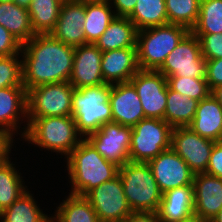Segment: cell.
Returning a JSON list of instances; mask_svg holds the SVG:
<instances>
[{
	"mask_svg": "<svg viewBox=\"0 0 222 222\" xmlns=\"http://www.w3.org/2000/svg\"><path fill=\"white\" fill-rule=\"evenodd\" d=\"M75 47L50 33L36 34L22 44V81L26 91L40 85L69 81Z\"/></svg>",
	"mask_w": 222,
	"mask_h": 222,
	"instance_id": "1",
	"label": "cell"
},
{
	"mask_svg": "<svg viewBox=\"0 0 222 222\" xmlns=\"http://www.w3.org/2000/svg\"><path fill=\"white\" fill-rule=\"evenodd\" d=\"M66 158L72 184L69 194L85 196L119 172V166L107 161L86 138Z\"/></svg>",
	"mask_w": 222,
	"mask_h": 222,
	"instance_id": "2",
	"label": "cell"
},
{
	"mask_svg": "<svg viewBox=\"0 0 222 222\" xmlns=\"http://www.w3.org/2000/svg\"><path fill=\"white\" fill-rule=\"evenodd\" d=\"M26 122L21 138L66 157L84 139L72 116L27 118Z\"/></svg>",
	"mask_w": 222,
	"mask_h": 222,
	"instance_id": "3",
	"label": "cell"
},
{
	"mask_svg": "<svg viewBox=\"0 0 222 222\" xmlns=\"http://www.w3.org/2000/svg\"><path fill=\"white\" fill-rule=\"evenodd\" d=\"M110 92L111 84L108 83L74 89L72 117L83 138L99 130L105 123L112 122Z\"/></svg>",
	"mask_w": 222,
	"mask_h": 222,
	"instance_id": "4",
	"label": "cell"
},
{
	"mask_svg": "<svg viewBox=\"0 0 222 222\" xmlns=\"http://www.w3.org/2000/svg\"><path fill=\"white\" fill-rule=\"evenodd\" d=\"M118 175L132 212L158 213L163 194L148 163L128 161Z\"/></svg>",
	"mask_w": 222,
	"mask_h": 222,
	"instance_id": "5",
	"label": "cell"
},
{
	"mask_svg": "<svg viewBox=\"0 0 222 222\" xmlns=\"http://www.w3.org/2000/svg\"><path fill=\"white\" fill-rule=\"evenodd\" d=\"M189 32L185 26L169 23L139 30L136 42L139 68L158 70Z\"/></svg>",
	"mask_w": 222,
	"mask_h": 222,
	"instance_id": "6",
	"label": "cell"
},
{
	"mask_svg": "<svg viewBox=\"0 0 222 222\" xmlns=\"http://www.w3.org/2000/svg\"><path fill=\"white\" fill-rule=\"evenodd\" d=\"M173 128L157 118H144L132 127L129 161L148 163L171 148Z\"/></svg>",
	"mask_w": 222,
	"mask_h": 222,
	"instance_id": "7",
	"label": "cell"
},
{
	"mask_svg": "<svg viewBox=\"0 0 222 222\" xmlns=\"http://www.w3.org/2000/svg\"><path fill=\"white\" fill-rule=\"evenodd\" d=\"M74 89L69 81L28 89L27 118L72 116Z\"/></svg>",
	"mask_w": 222,
	"mask_h": 222,
	"instance_id": "8",
	"label": "cell"
},
{
	"mask_svg": "<svg viewBox=\"0 0 222 222\" xmlns=\"http://www.w3.org/2000/svg\"><path fill=\"white\" fill-rule=\"evenodd\" d=\"M158 71L166 78L170 76L205 78L206 59L201 54L199 38L190 31L168 54Z\"/></svg>",
	"mask_w": 222,
	"mask_h": 222,
	"instance_id": "9",
	"label": "cell"
},
{
	"mask_svg": "<svg viewBox=\"0 0 222 222\" xmlns=\"http://www.w3.org/2000/svg\"><path fill=\"white\" fill-rule=\"evenodd\" d=\"M92 205L99 222H123L132 214L119 175L84 196Z\"/></svg>",
	"mask_w": 222,
	"mask_h": 222,
	"instance_id": "10",
	"label": "cell"
},
{
	"mask_svg": "<svg viewBox=\"0 0 222 222\" xmlns=\"http://www.w3.org/2000/svg\"><path fill=\"white\" fill-rule=\"evenodd\" d=\"M145 118L164 120L167 105V78L158 70H139L131 79Z\"/></svg>",
	"mask_w": 222,
	"mask_h": 222,
	"instance_id": "11",
	"label": "cell"
},
{
	"mask_svg": "<svg viewBox=\"0 0 222 222\" xmlns=\"http://www.w3.org/2000/svg\"><path fill=\"white\" fill-rule=\"evenodd\" d=\"M214 144L215 141L201 137L189 126L172 130L171 148L194 174L206 172Z\"/></svg>",
	"mask_w": 222,
	"mask_h": 222,
	"instance_id": "12",
	"label": "cell"
},
{
	"mask_svg": "<svg viewBox=\"0 0 222 222\" xmlns=\"http://www.w3.org/2000/svg\"><path fill=\"white\" fill-rule=\"evenodd\" d=\"M131 134L132 127L108 122L86 139L107 161L120 167L129 161Z\"/></svg>",
	"mask_w": 222,
	"mask_h": 222,
	"instance_id": "13",
	"label": "cell"
},
{
	"mask_svg": "<svg viewBox=\"0 0 222 222\" xmlns=\"http://www.w3.org/2000/svg\"><path fill=\"white\" fill-rule=\"evenodd\" d=\"M148 164L162 194L184 185H193L194 173L172 148L162 151Z\"/></svg>",
	"mask_w": 222,
	"mask_h": 222,
	"instance_id": "14",
	"label": "cell"
},
{
	"mask_svg": "<svg viewBox=\"0 0 222 222\" xmlns=\"http://www.w3.org/2000/svg\"><path fill=\"white\" fill-rule=\"evenodd\" d=\"M102 53L92 43L75 47L73 71L69 79L75 89L105 84L101 70Z\"/></svg>",
	"mask_w": 222,
	"mask_h": 222,
	"instance_id": "15",
	"label": "cell"
},
{
	"mask_svg": "<svg viewBox=\"0 0 222 222\" xmlns=\"http://www.w3.org/2000/svg\"><path fill=\"white\" fill-rule=\"evenodd\" d=\"M109 102L112 109V122L134 127L145 118L140 98L130 81L111 84Z\"/></svg>",
	"mask_w": 222,
	"mask_h": 222,
	"instance_id": "16",
	"label": "cell"
},
{
	"mask_svg": "<svg viewBox=\"0 0 222 222\" xmlns=\"http://www.w3.org/2000/svg\"><path fill=\"white\" fill-rule=\"evenodd\" d=\"M85 22V0L62 3L55 28L50 34L64 44L78 47L86 44L83 31Z\"/></svg>",
	"mask_w": 222,
	"mask_h": 222,
	"instance_id": "17",
	"label": "cell"
},
{
	"mask_svg": "<svg viewBox=\"0 0 222 222\" xmlns=\"http://www.w3.org/2000/svg\"><path fill=\"white\" fill-rule=\"evenodd\" d=\"M194 212L210 222L222 208V179L207 173L194 174Z\"/></svg>",
	"mask_w": 222,
	"mask_h": 222,
	"instance_id": "18",
	"label": "cell"
},
{
	"mask_svg": "<svg viewBox=\"0 0 222 222\" xmlns=\"http://www.w3.org/2000/svg\"><path fill=\"white\" fill-rule=\"evenodd\" d=\"M101 70L105 83L129 82L140 70L137 60V47L103 52Z\"/></svg>",
	"mask_w": 222,
	"mask_h": 222,
	"instance_id": "19",
	"label": "cell"
},
{
	"mask_svg": "<svg viewBox=\"0 0 222 222\" xmlns=\"http://www.w3.org/2000/svg\"><path fill=\"white\" fill-rule=\"evenodd\" d=\"M26 98L27 91L24 86L0 89V130L9 134L12 138L16 135L15 133L18 134L20 119L21 121L24 118L27 120Z\"/></svg>",
	"mask_w": 222,
	"mask_h": 222,
	"instance_id": "20",
	"label": "cell"
},
{
	"mask_svg": "<svg viewBox=\"0 0 222 222\" xmlns=\"http://www.w3.org/2000/svg\"><path fill=\"white\" fill-rule=\"evenodd\" d=\"M189 127L203 138L222 141V105L212 94L198 102Z\"/></svg>",
	"mask_w": 222,
	"mask_h": 222,
	"instance_id": "21",
	"label": "cell"
},
{
	"mask_svg": "<svg viewBox=\"0 0 222 222\" xmlns=\"http://www.w3.org/2000/svg\"><path fill=\"white\" fill-rule=\"evenodd\" d=\"M193 212V185H184L163 193L158 211L161 222H177Z\"/></svg>",
	"mask_w": 222,
	"mask_h": 222,
	"instance_id": "22",
	"label": "cell"
},
{
	"mask_svg": "<svg viewBox=\"0 0 222 222\" xmlns=\"http://www.w3.org/2000/svg\"><path fill=\"white\" fill-rule=\"evenodd\" d=\"M137 28L128 17H115L95 42L102 51L136 47Z\"/></svg>",
	"mask_w": 222,
	"mask_h": 222,
	"instance_id": "23",
	"label": "cell"
},
{
	"mask_svg": "<svg viewBox=\"0 0 222 222\" xmlns=\"http://www.w3.org/2000/svg\"><path fill=\"white\" fill-rule=\"evenodd\" d=\"M115 17L109 0H85L83 31L86 44H95Z\"/></svg>",
	"mask_w": 222,
	"mask_h": 222,
	"instance_id": "24",
	"label": "cell"
},
{
	"mask_svg": "<svg viewBox=\"0 0 222 222\" xmlns=\"http://www.w3.org/2000/svg\"><path fill=\"white\" fill-rule=\"evenodd\" d=\"M0 24L22 44L36 35L27 7L15 2L0 3Z\"/></svg>",
	"mask_w": 222,
	"mask_h": 222,
	"instance_id": "25",
	"label": "cell"
},
{
	"mask_svg": "<svg viewBox=\"0 0 222 222\" xmlns=\"http://www.w3.org/2000/svg\"><path fill=\"white\" fill-rule=\"evenodd\" d=\"M198 102L167 87V105L164 120L172 128L189 126L196 114Z\"/></svg>",
	"mask_w": 222,
	"mask_h": 222,
	"instance_id": "26",
	"label": "cell"
},
{
	"mask_svg": "<svg viewBox=\"0 0 222 222\" xmlns=\"http://www.w3.org/2000/svg\"><path fill=\"white\" fill-rule=\"evenodd\" d=\"M1 222H52L29 191H25L11 206L0 212Z\"/></svg>",
	"mask_w": 222,
	"mask_h": 222,
	"instance_id": "27",
	"label": "cell"
},
{
	"mask_svg": "<svg viewBox=\"0 0 222 222\" xmlns=\"http://www.w3.org/2000/svg\"><path fill=\"white\" fill-rule=\"evenodd\" d=\"M52 217V222H99L92 205L84 196L69 194Z\"/></svg>",
	"mask_w": 222,
	"mask_h": 222,
	"instance_id": "28",
	"label": "cell"
},
{
	"mask_svg": "<svg viewBox=\"0 0 222 222\" xmlns=\"http://www.w3.org/2000/svg\"><path fill=\"white\" fill-rule=\"evenodd\" d=\"M128 18L142 30L168 24L165 0H137Z\"/></svg>",
	"mask_w": 222,
	"mask_h": 222,
	"instance_id": "29",
	"label": "cell"
},
{
	"mask_svg": "<svg viewBox=\"0 0 222 222\" xmlns=\"http://www.w3.org/2000/svg\"><path fill=\"white\" fill-rule=\"evenodd\" d=\"M62 2L59 0H32L27 7L31 25L36 34H48L56 26Z\"/></svg>",
	"mask_w": 222,
	"mask_h": 222,
	"instance_id": "30",
	"label": "cell"
},
{
	"mask_svg": "<svg viewBox=\"0 0 222 222\" xmlns=\"http://www.w3.org/2000/svg\"><path fill=\"white\" fill-rule=\"evenodd\" d=\"M9 159L0 164V212L11 206L27 188L23 184L21 172L16 170L15 164Z\"/></svg>",
	"mask_w": 222,
	"mask_h": 222,
	"instance_id": "31",
	"label": "cell"
},
{
	"mask_svg": "<svg viewBox=\"0 0 222 222\" xmlns=\"http://www.w3.org/2000/svg\"><path fill=\"white\" fill-rule=\"evenodd\" d=\"M193 34L222 33V0H201Z\"/></svg>",
	"mask_w": 222,
	"mask_h": 222,
	"instance_id": "32",
	"label": "cell"
},
{
	"mask_svg": "<svg viewBox=\"0 0 222 222\" xmlns=\"http://www.w3.org/2000/svg\"><path fill=\"white\" fill-rule=\"evenodd\" d=\"M201 0H165L169 24L187 27L190 31L195 26Z\"/></svg>",
	"mask_w": 222,
	"mask_h": 222,
	"instance_id": "33",
	"label": "cell"
},
{
	"mask_svg": "<svg viewBox=\"0 0 222 222\" xmlns=\"http://www.w3.org/2000/svg\"><path fill=\"white\" fill-rule=\"evenodd\" d=\"M167 85L170 89L197 101L211 94L205 78L170 76L167 77Z\"/></svg>",
	"mask_w": 222,
	"mask_h": 222,
	"instance_id": "34",
	"label": "cell"
},
{
	"mask_svg": "<svg viewBox=\"0 0 222 222\" xmlns=\"http://www.w3.org/2000/svg\"><path fill=\"white\" fill-rule=\"evenodd\" d=\"M19 55L0 57V89L24 86L22 81V60L20 59L21 55Z\"/></svg>",
	"mask_w": 222,
	"mask_h": 222,
	"instance_id": "35",
	"label": "cell"
},
{
	"mask_svg": "<svg viewBox=\"0 0 222 222\" xmlns=\"http://www.w3.org/2000/svg\"><path fill=\"white\" fill-rule=\"evenodd\" d=\"M194 35L199 38L201 54L206 60L222 58V33Z\"/></svg>",
	"mask_w": 222,
	"mask_h": 222,
	"instance_id": "36",
	"label": "cell"
},
{
	"mask_svg": "<svg viewBox=\"0 0 222 222\" xmlns=\"http://www.w3.org/2000/svg\"><path fill=\"white\" fill-rule=\"evenodd\" d=\"M22 43L0 24V57L20 54Z\"/></svg>",
	"mask_w": 222,
	"mask_h": 222,
	"instance_id": "37",
	"label": "cell"
},
{
	"mask_svg": "<svg viewBox=\"0 0 222 222\" xmlns=\"http://www.w3.org/2000/svg\"><path fill=\"white\" fill-rule=\"evenodd\" d=\"M210 91L222 85V58L206 60V77Z\"/></svg>",
	"mask_w": 222,
	"mask_h": 222,
	"instance_id": "38",
	"label": "cell"
},
{
	"mask_svg": "<svg viewBox=\"0 0 222 222\" xmlns=\"http://www.w3.org/2000/svg\"><path fill=\"white\" fill-rule=\"evenodd\" d=\"M205 173L222 179V141L215 142Z\"/></svg>",
	"mask_w": 222,
	"mask_h": 222,
	"instance_id": "39",
	"label": "cell"
},
{
	"mask_svg": "<svg viewBox=\"0 0 222 222\" xmlns=\"http://www.w3.org/2000/svg\"><path fill=\"white\" fill-rule=\"evenodd\" d=\"M109 2L115 9L116 17H128L133 12L137 0H109Z\"/></svg>",
	"mask_w": 222,
	"mask_h": 222,
	"instance_id": "40",
	"label": "cell"
},
{
	"mask_svg": "<svg viewBox=\"0 0 222 222\" xmlns=\"http://www.w3.org/2000/svg\"><path fill=\"white\" fill-rule=\"evenodd\" d=\"M13 141L9 134L0 130V164L9 157Z\"/></svg>",
	"mask_w": 222,
	"mask_h": 222,
	"instance_id": "41",
	"label": "cell"
},
{
	"mask_svg": "<svg viewBox=\"0 0 222 222\" xmlns=\"http://www.w3.org/2000/svg\"><path fill=\"white\" fill-rule=\"evenodd\" d=\"M123 222H161L158 213L133 212Z\"/></svg>",
	"mask_w": 222,
	"mask_h": 222,
	"instance_id": "42",
	"label": "cell"
},
{
	"mask_svg": "<svg viewBox=\"0 0 222 222\" xmlns=\"http://www.w3.org/2000/svg\"><path fill=\"white\" fill-rule=\"evenodd\" d=\"M177 222H207L205 219L201 218L198 214L193 212L187 217L182 218Z\"/></svg>",
	"mask_w": 222,
	"mask_h": 222,
	"instance_id": "43",
	"label": "cell"
},
{
	"mask_svg": "<svg viewBox=\"0 0 222 222\" xmlns=\"http://www.w3.org/2000/svg\"><path fill=\"white\" fill-rule=\"evenodd\" d=\"M211 94L215 97V99L222 105V85L214 88L211 91Z\"/></svg>",
	"mask_w": 222,
	"mask_h": 222,
	"instance_id": "44",
	"label": "cell"
},
{
	"mask_svg": "<svg viewBox=\"0 0 222 222\" xmlns=\"http://www.w3.org/2000/svg\"><path fill=\"white\" fill-rule=\"evenodd\" d=\"M32 0H14V2L20 6L28 7Z\"/></svg>",
	"mask_w": 222,
	"mask_h": 222,
	"instance_id": "45",
	"label": "cell"
},
{
	"mask_svg": "<svg viewBox=\"0 0 222 222\" xmlns=\"http://www.w3.org/2000/svg\"><path fill=\"white\" fill-rule=\"evenodd\" d=\"M210 222H222V208Z\"/></svg>",
	"mask_w": 222,
	"mask_h": 222,
	"instance_id": "46",
	"label": "cell"
},
{
	"mask_svg": "<svg viewBox=\"0 0 222 222\" xmlns=\"http://www.w3.org/2000/svg\"><path fill=\"white\" fill-rule=\"evenodd\" d=\"M3 2H14V0H0V3H3Z\"/></svg>",
	"mask_w": 222,
	"mask_h": 222,
	"instance_id": "47",
	"label": "cell"
},
{
	"mask_svg": "<svg viewBox=\"0 0 222 222\" xmlns=\"http://www.w3.org/2000/svg\"><path fill=\"white\" fill-rule=\"evenodd\" d=\"M62 3H66V2H71V1H75V0H59Z\"/></svg>",
	"mask_w": 222,
	"mask_h": 222,
	"instance_id": "48",
	"label": "cell"
}]
</instances>
